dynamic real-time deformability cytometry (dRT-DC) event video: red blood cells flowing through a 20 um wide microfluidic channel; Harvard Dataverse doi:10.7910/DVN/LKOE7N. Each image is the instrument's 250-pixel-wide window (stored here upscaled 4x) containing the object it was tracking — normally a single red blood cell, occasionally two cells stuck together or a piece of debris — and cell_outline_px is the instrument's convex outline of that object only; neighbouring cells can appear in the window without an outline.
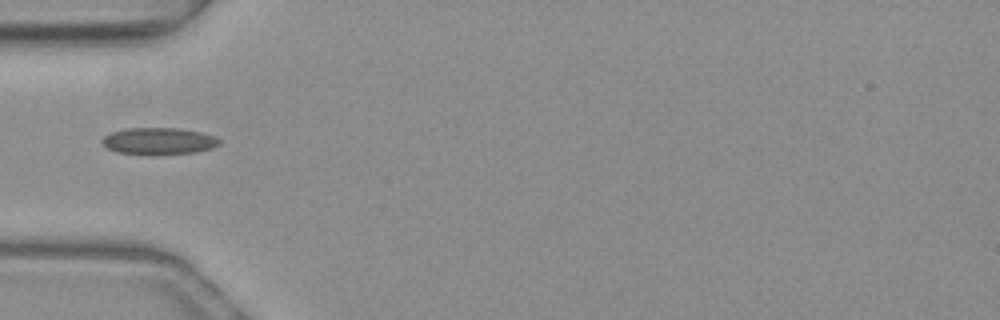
{"species": "common noctule bat (a hibernating species)", "species_latin": "Nyctalus noctula", "temperature_condition": "warm", "stored_images_in_passage": 35, "camera_frame_rate_fps": 3000, "um_per_image_px": 0.085, "animal": {"sex": "female", "body_mass_g": 19.3, "forearm_length_mm": 54.1}, "frame": {"image": 1, "passage_image": 1, "time_ms": 0.0, "image_size_px": [1000, 320], "cell_outline_px": [[220, 144], [212, 148], [196, 152], [148, 156], [116, 152], [100, 144], [100, 140], [104, 136], [112, 132], [124, 128], [180, 128], [200, 132], [216, 136], [220, 140]], "centroid_in_image_um": [13.46, 12.01], "position_along_channel_um": 71.5, "area_um2": 18.84}}
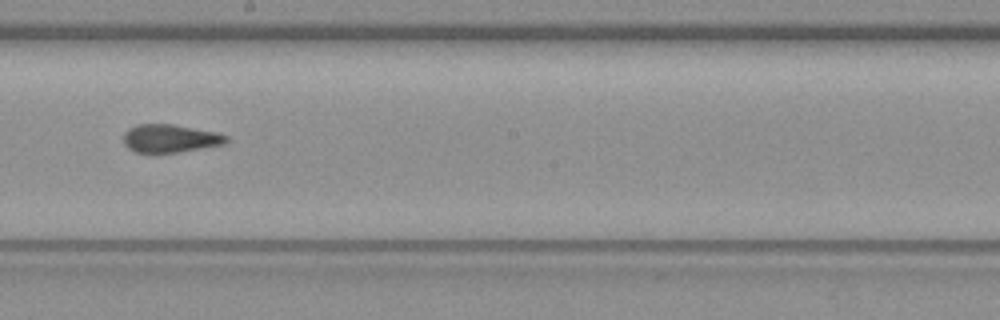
{"frame": {"image": 2, "passage_image": 13, "time_ms": 4.0, "image_size_px": [1000, 320], "cell_outline_px": [[228, 140], [224, 144], [176, 152], [136, 152], [128, 148], [124, 144], [124, 132], [128, 128], [136, 124], [172, 124], [216, 132], [228, 136]], "centroid_in_image_um": [14.43, 11.75], "position_along_channel_um": 233.8, "area_um2": 16.65}}
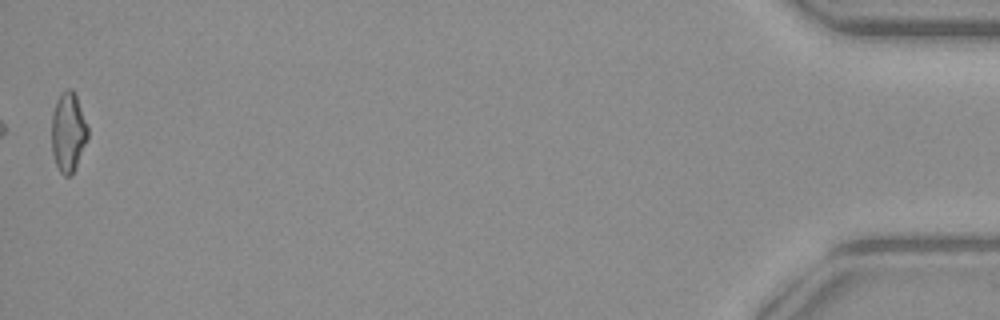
{"frame": {"image": 3, "passage_image": 35, "time_ms": 11.333, "image_size_px": [1000, 320], "cell_outline_px": [[88, 136], [76, 168], [72, 176], [64, 176], [60, 172], [56, 164], [52, 152], [52, 112], [56, 100], [60, 92], [68, 88], [72, 88], [76, 92], [88, 128]], "centroid_in_image_um": [5.8, 11.2], "position_along_channel_um": 429.4, "area_um2": 17.05}, "authors_computed_cell_mechanics": {"area_um2": 16.9354, "velocity_mm_per_s": 4.0336, "shape_relaxation_time_tau1_ms": null, "shape_relaxation_time_tau2_ms": 1.8191, "deformation_change_tau1": null, "deformation_change_tau2": 0.0845}}